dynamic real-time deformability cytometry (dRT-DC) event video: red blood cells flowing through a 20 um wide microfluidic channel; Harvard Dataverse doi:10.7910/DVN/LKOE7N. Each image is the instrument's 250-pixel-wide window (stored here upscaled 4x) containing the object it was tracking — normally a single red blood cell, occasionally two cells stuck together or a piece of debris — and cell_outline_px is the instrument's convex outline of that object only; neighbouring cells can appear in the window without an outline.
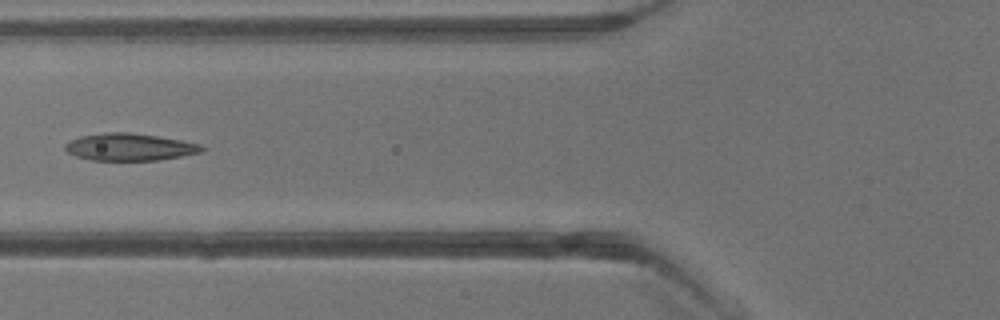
{"species": "common noctule bat (a hibernating species)", "species_latin": "Nyctalus noctula", "temperature_condition": "warm", "stored_images_in_passage": 5, "camera_frame_rate_fps": 3000, "um_per_image_px": 0.085, "animal": {"sex": "male", "body_mass_g": 13.3}, "frame": {"image": 1, "passage_image": 5, "time_ms": 4.667, "image_size_px": [1000, 320], "cell_outline_px": [[204, 148], [200, 152], [180, 156], [156, 160], [92, 160], [76, 156], [68, 152], [64, 148], [64, 144], [80, 136], [104, 132], [132, 132], [180, 140], [200, 144]], "centroid_in_image_um": [10.97, 12.49], "position_along_channel_um": 114.8, "area_um2": 21.44}}